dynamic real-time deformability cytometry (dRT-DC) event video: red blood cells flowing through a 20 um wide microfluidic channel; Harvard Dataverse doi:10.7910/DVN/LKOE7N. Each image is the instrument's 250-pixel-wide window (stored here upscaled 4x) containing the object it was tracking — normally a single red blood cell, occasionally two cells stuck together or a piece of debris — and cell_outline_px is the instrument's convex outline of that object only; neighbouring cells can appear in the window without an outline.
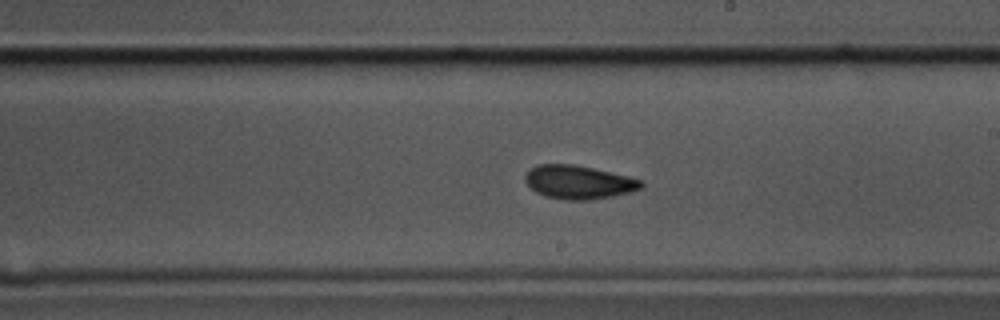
{"species": "common noctule bat (a hibernating species)", "species_latin": "Nyctalus noctula", "temperature_condition": "cold", "stored_images_in_passage": 50, "camera_frame_rate_fps": 3000, "um_per_image_px": 0.085, "animal": {"sex": "male", "body_mass_g": 17.5, "forearm_length_mm": 52.3}, "frame": {"image": 1, "passage_image": 25, "time_ms": 8.0, "image_size_px": [1000, 320], "cell_outline_px": [[644, 188], [632, 192], [592, 200], [568, 200], [544, 196], [536, 192], [524, 180], [524, 176], [536, 164], [572, 164], [592, 168], [628, 176], [640, 180], [644, 184]], "centroid_in_image_um": [49.2, 15.49], "position_along_channel_um": 239.8, "area_um2": 22.66}}
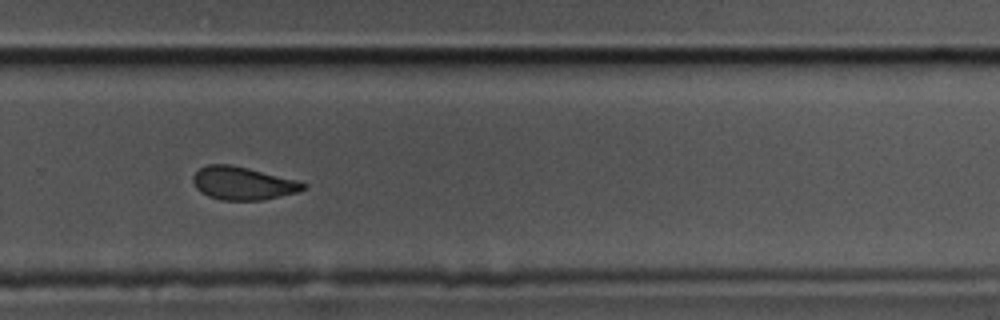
{"frame": {"image": 2, "passage_image": 31, "time_ms": 10.0, "image_size_px": [1000, 320], "cell_outline_px": [[308, 184], [304, 188], [296, 192], [264, 200], [220, 200], [208, 196], [200, 192], [196, 188], [192, 180], [192, 176], [200, 168], [208, 164], [228, 164], [248, 168], [300, 180]], "centroid_in_image_um": [20.64, 15.58], "position_along_channel_um": 309.2, "area_um2": 21.33}}
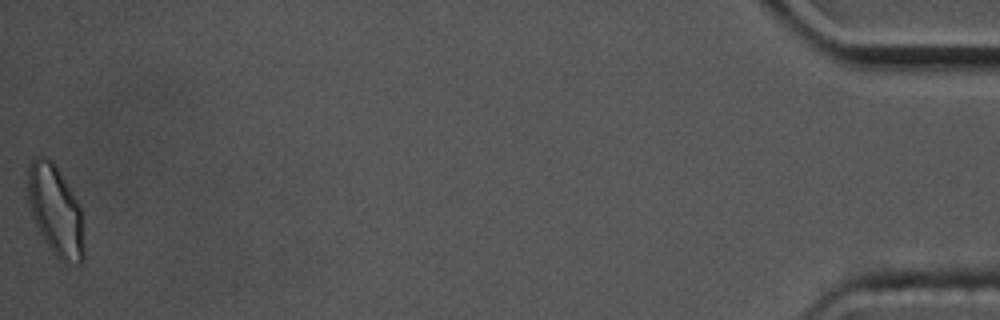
{"frame": {"image": 3, "passage_image": 50, "time_ms": 16.333, "image_size_px": [1000, 320], "cell_outline_px": [[84, 260], [80, 264], [76, 264], [60, 260], [56, 256], [44, 240], [32, 216], [28, 204], [24, 180], [28, 164], [32, 156], [44, 156], [52, 160], [72, 192], [80, 208], [84, 244]], "centroid_in_image_um": [4.65, 17.84], "position_along_channel_um": 430.5, "area_um2": 30.06}, "authors_computed_cell_mechanics": {"area_um2": 22.831, "velocity_mm_per_s": 3.4646, "shape_relaxation_time_tau1_ms": 4.6875, "shape_relaxation_time_tau2_ms": 2.7801, "deformation_change_tau1": 0.115, "deformation_change_tau2": 0.0847}}